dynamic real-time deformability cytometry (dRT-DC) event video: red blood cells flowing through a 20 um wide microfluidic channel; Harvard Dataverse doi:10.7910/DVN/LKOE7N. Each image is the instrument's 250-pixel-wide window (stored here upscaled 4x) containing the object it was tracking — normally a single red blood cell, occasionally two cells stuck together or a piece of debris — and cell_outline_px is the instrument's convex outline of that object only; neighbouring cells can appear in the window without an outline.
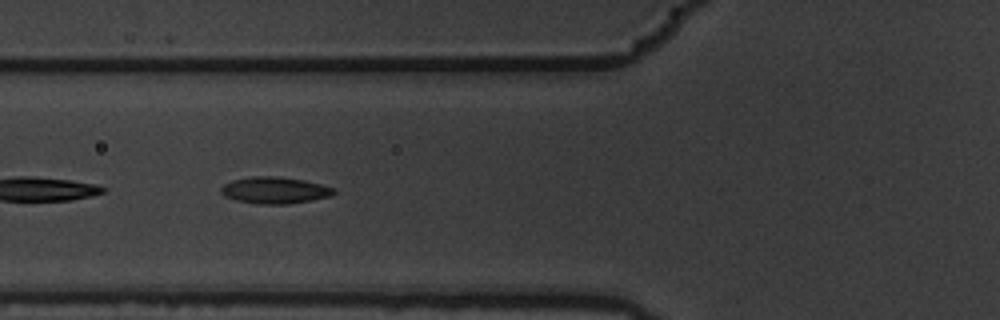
{"species": "common noctule bat (a hibernating species)", "species_latin": "Nyctalus noctula", "temperature_condition": "warm", "stored_images_in_passage": 14, "camera_frame_rate_fps": 3000, "um_per_image_px": 0.085, "animal": {"sex": "male", "body_mass_g": 19.5, "forearm_length_mm": 54.6}, "frame": {"image": 1, "passage_image": 5, "time_ms": 1.333, "image_size_px": [1000, 320], "cell_outline_px": [[336, 192], [332, 196], [312, 200], [288, 204], [256, 204], [236, 200], [224, 196], [220, 192], [220, 188], [224, 184], [232, 180], [252, 176], [276, 176], [304, 180], [336, 188]], "centroid_in_image_um": [23.36, 16.17], "position_along_channel_um": 102.4, "area_um2": 17.69}}
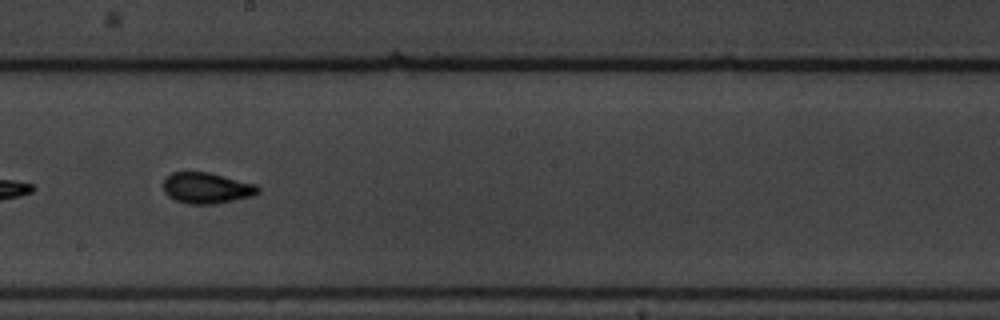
{"frame": {"image": 2, "passage_image": 8, "time_ms": 2.333, "image_size_px": [1000, 320], "cell_outline_px": [[260, 192], [252, 196], [216, 204], [188, 204], [176, 200], [168, 196], [164, 192], [164, 176], [172, 172], [208, 172], [256, 184], [260, 188]], "centroid_in_image_um": [17.56, 15.98], "position_along_channel_um": 230.6, "area_um2": 17.17}}
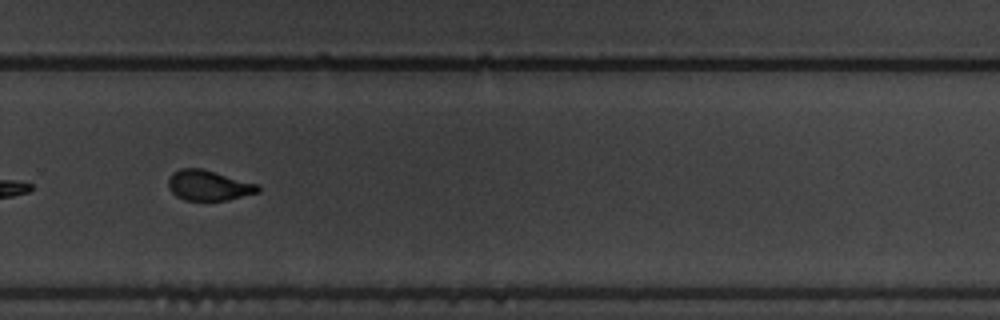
{"frame": {"image": 3, "passage_image": 10, "time_ms": 3.0, "image_size_px": [1000, 320], "cell_outline_px": [[260, 192], [228, 200], [184, 200], [176, 196], [168, 188], [168, 180], [172, 172], [180, 168], [200, 168], [260, 184]], "centroid_in_image_um": [17.74, 15.76], "position_along_channel_um": 312.1, "area_um2": 15.95}}